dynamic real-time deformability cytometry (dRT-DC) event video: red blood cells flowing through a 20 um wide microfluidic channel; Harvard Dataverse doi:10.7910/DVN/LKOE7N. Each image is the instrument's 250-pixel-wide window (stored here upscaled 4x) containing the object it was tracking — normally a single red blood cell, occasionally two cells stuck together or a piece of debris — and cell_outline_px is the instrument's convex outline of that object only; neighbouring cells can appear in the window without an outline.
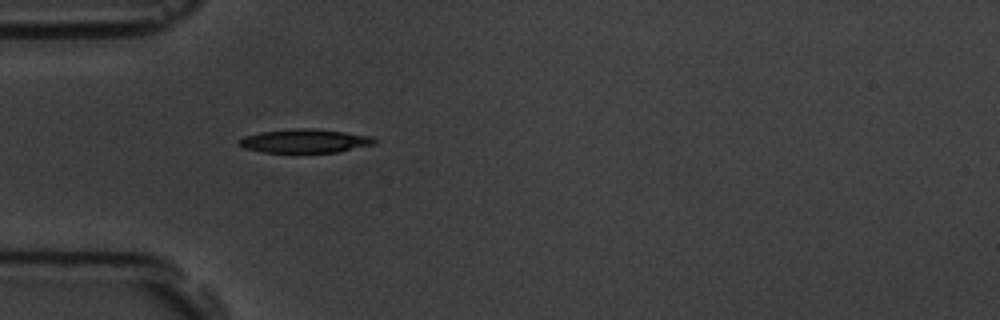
{"species": "common noctule bat (a hibernating species)", "species_latin": "Nyctalus noctula", "temperature_condition": "room temperature", "stored_images_in_passage": 1, "camera_frame_rate_fps": 3000, "um_per_image_px": 0.085, "animal": {"sex": "male", "body_mass_g": 19.5, "forearm_length_mm": 54.6}, "frame": {"image": 1, "passage_image": 1, "time_ms": 0.0, "image_size_px": [1000, 320], "cell_outline_px": [[376, 144], [340, 152], [260, 152], [244, 148], [240, 144], [240, 140], [244, 136], [260, 132], [296, 128], [308, 128], [344, 132], [372, 136], [376, 140]], "centroid_in_image_um": [25.95, 11.98], "position_along_channel_um": 59.0, "area_um2": 18.61}}